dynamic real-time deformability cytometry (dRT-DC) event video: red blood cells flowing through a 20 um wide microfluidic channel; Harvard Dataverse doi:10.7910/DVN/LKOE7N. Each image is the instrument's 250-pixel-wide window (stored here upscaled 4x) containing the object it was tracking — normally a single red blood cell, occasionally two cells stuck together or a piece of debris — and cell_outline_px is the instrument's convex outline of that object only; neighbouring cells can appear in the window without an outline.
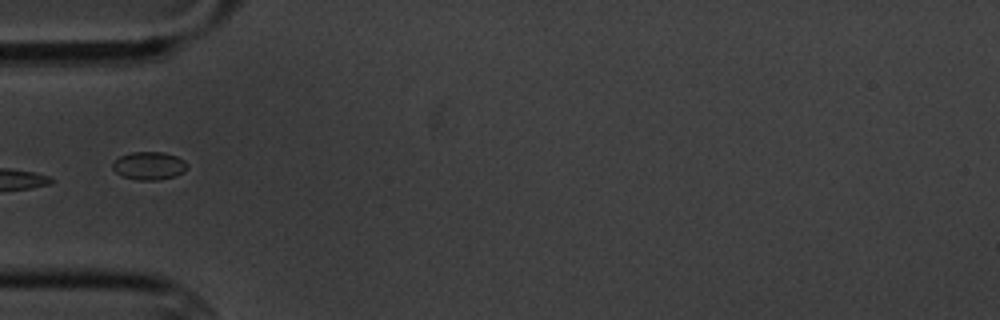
{"species": "common noctule bat (a hibernating species)", "species_latin": "Nyctalus noctula", "temperature_condition": "cold", "stored_images_in_passage": 13, "camera_frame_rate_fps": 3000, "um_per_image_px": 0.085, "animal": {"sex": "male", "body_mass_g": 20.1, "forearm_length_mm": 53.5}, "frame": {"image": 1, "passage_image": 4, "time_ms": 4.333, "image_size_px": [1000, 320], "cell_outline_px": [[188, 168], [184, 172], [176, 176], [160, 180], [136, 180], [120, 176], [112, 168], [112, 160], [120, 156], [132, 152], [164, 152], [176, 156], [184, 160], [188, 164]], "centroid_in_image_um": [12.67, 14.1], "position_along_channel_um": 72.3, "area_um2": 12.48}}
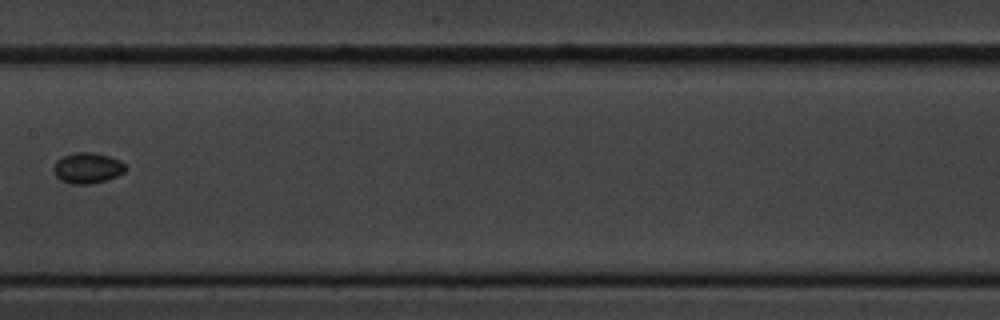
{"frame": {"image": 2, "passage_image": 7, "time_ms": 8.0, "image_size_px": [1000, 320], "cell_outline_px": [[128, 168], [124, 172], [108, 180], [88, 184], [72, 184], [60, 180], [52, 172], [52, 168], [56, 160], [60, 156], [76, 152], [92, 152], [108, 156], [120, 160]], "centroid_in_image_um": [7.4, 14.28], "position_along_channel_um": 200.0, "area_um2": 13.12}}
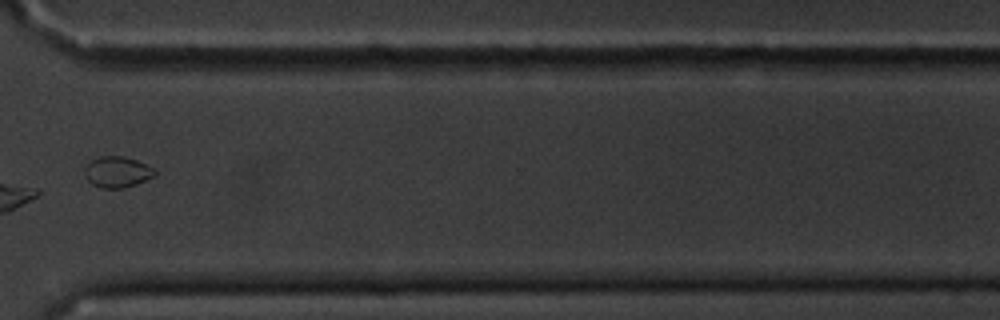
{"frame": {"image": 3, "passage_image": 11, "time_ms": 12.667, "image_size_px": [1000, 320], "cell_outline_px": [[156, 176], [136, 184], [124, 188], [100, 188], [92, 184], [88, 180], [84, 172], [84, 168], [88, 160], [100, 156], [124, 156], [136, 160], [152, 168], [156, 172]], "centroid_in_image_um": [9.93, 14.61], "position_along_channel_um": 360.7, "area_um2": 12.77}, "authors_computed_cell_mechanics": {"area_um2": 12.7738, "velocity_mm_per_s": 3.4602, "shape_relaxation_time_tau1_ms": null, "shape_relaxation_time_tau2_ms": 3.0687, "deformation_change_tau1": null, "deformation_change_tau2": 0.0331}}